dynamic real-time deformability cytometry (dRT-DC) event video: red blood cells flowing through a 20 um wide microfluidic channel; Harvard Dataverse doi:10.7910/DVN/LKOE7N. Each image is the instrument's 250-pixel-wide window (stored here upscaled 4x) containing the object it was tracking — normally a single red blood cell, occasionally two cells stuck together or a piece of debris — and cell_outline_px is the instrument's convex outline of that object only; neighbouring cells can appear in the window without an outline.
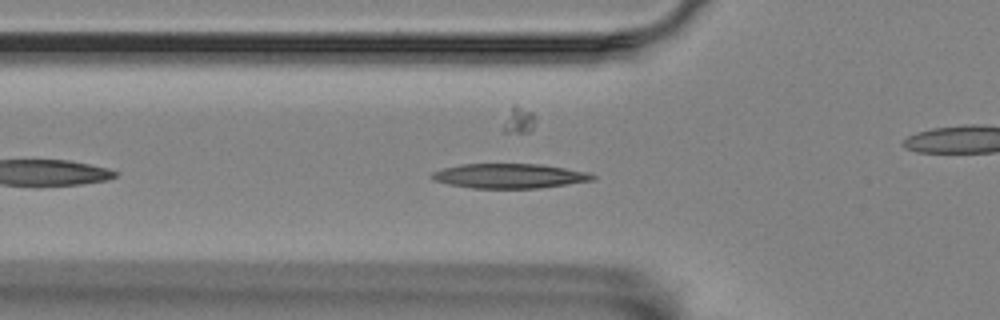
{"species": "Egyptian fruit bat (a non-hibernating species)", "species_latin": "Rousettus aegyptiacus", "temperature_condition": "room temperature", "stored_images_in_passage": 46, "camera_frame_rate_fps": 3000, "um_per_image_px": 0.085, "animal": {"sex": "female"}, "frame": {"image": 1, "passage_image": 7, "time_ms": 2.0, "image_size_px": [1000, 320], "cell_outline_px": [[596, 180], [540, 188], [472, 188], [448, 184], [432, 180], [428, 176], [432, 172], [444, 168], [464, 164], [540, 164], [588, 172], [596, 176]], "centroid_in_image_um": [43.29, 14.96], "position_along_channel_um": 82.5, "area_um2": 23.12}}
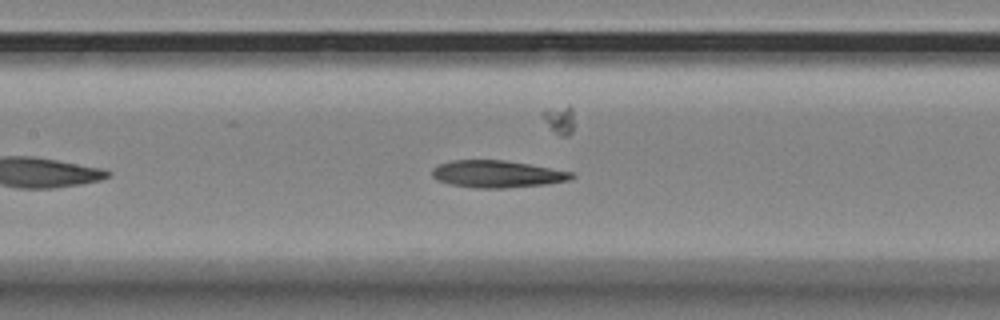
{"frame": {"image": 2, "passage_image": 14, "time_ms": 4.333, "image_size_px": [1000, 320], "cell_outline_px": [[576, 176], [568, 180], [548, 184], [504, 188], [476, 188], [448, 184], [436, 180], [432, 176], [432, 168], [440, 164], [452, 160], [504, 160], [528, 164], [572, 172]], "centroid_in_image_um": [42.22, 14.8], "position_along_channel_um": 165.2, "area_um2": 22.02}}
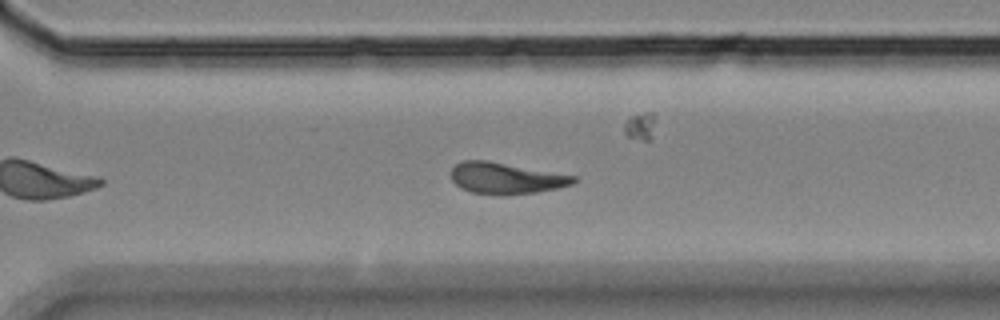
{"frame": {"image": 3, "passage_image": 28, "time_ms": 9.0, "image_size_px": [1000, 320], "cell_outline_px": [[576, 180], [572, 184], [556, 188], [536, 192], [496, 196], [472, 192], [460, 188], [452, 180], [452, 168], [456, 164], [464, 160], [488, 160], [576, 176]], "centroid_in_image_um": [42.97, 15.15], "position_along_channel_um": 327.6, "area_um2": 22.31}, "authors_computed_cell_mechanics": {"area_um2": 22.3108, "velocity_mm_per_s": 3.4949, "shape_relaxation_time_tau1_ms": null, "shape_relaxation_time_tau2_ms": 7.2065, "deformation_change_tau1": null, "deformation_change_tau2": 0.1766}}